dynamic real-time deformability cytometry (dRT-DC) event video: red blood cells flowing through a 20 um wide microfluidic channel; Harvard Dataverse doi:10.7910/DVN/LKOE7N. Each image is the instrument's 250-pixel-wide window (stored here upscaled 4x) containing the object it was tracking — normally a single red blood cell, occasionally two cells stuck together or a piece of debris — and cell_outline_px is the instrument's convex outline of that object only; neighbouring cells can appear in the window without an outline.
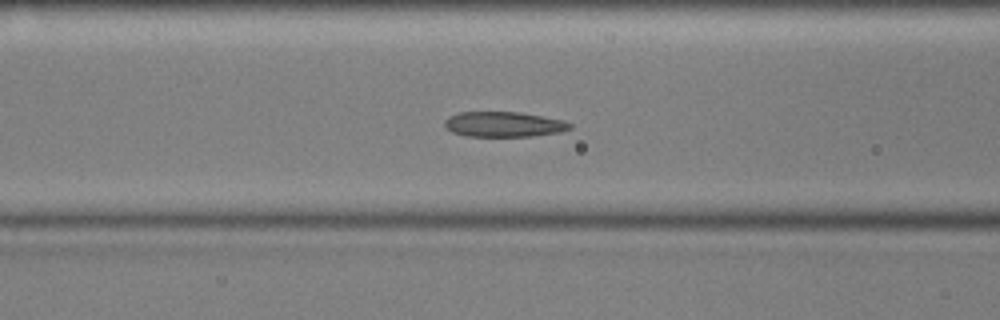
{"species": "common noctule bat (a hibernating species)", "species_latin": "Nyctalus noctula", "temperature_condition": "cold", "stored_images_in_passage": 56, "camera_frame_rate_fps": 3000, "um_per_image_px": 0.085, "animal": {"sex": "male", "body_mass_g": 17.9, "forearm_length_mm": 54.2}, "frame": {"image": 1, "passage_image": 21, "time_ms": 6.667, "image_size_px": [1000, 320], "cell_outline_px": [[572, 128], [560, 132], [532, 136], [464, 136], [452, 132], [444, 124], [444, 120], [448, 116], [460, 112], [520, 112], [564, 120], [572, 124]], "centroid_in_image_um": [42.82, 10.56], "position_along_channel_um": 123.8, "area_um2": 18.44}}
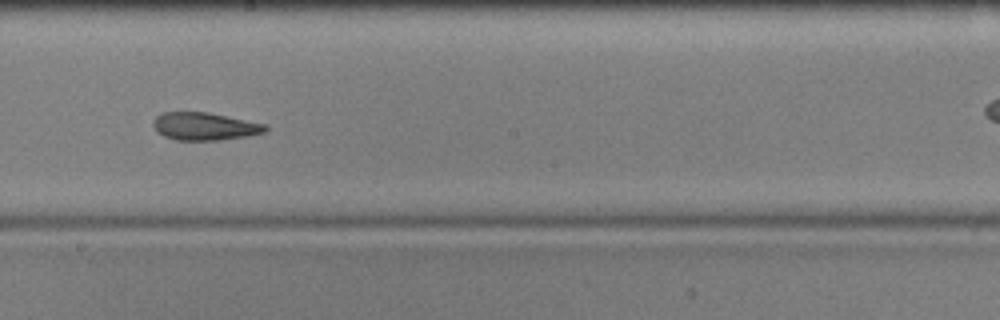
{"frame": {"image": 2, "passage_image": 30, "time_ms": 9.667, "image_size_px": [1000, 320], "cell_outline_px": [[268, 128], [264, 132], [248, 136], [220, 140], [176, 140], [164, 136], [156, 132], [152, 124], [152, 120], [160, 112], [208, 112], [268, 124]], "centroid_in_image_um": [17.38, 10.73], "position_along_channel_um": 230.8, "area_um2": 18.38}}
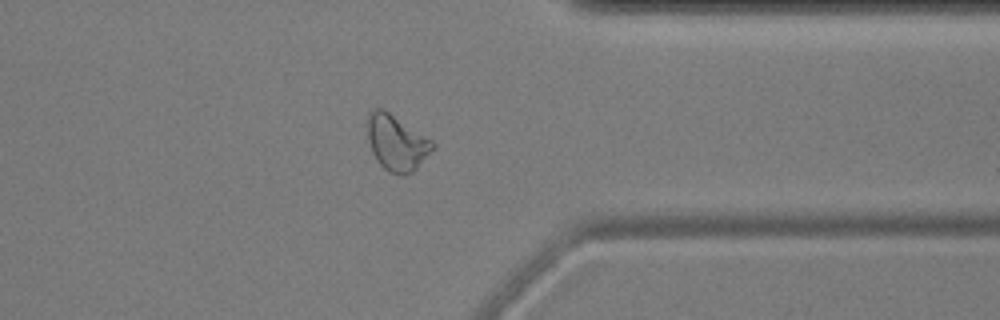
{"frame": {"image": 3, "passage_image": 43, "time_ms": 14.0, "image_size_px": [1000, 320], "cell_outline_px": [[436, 148], [412, 172], [388, 172], [376, 160], [372, 152], [368, 140], [368, 112], [372, 108], [384, 108], [432, 140], [436, 144]], "centroid_in_image_um": [33.71, 12.08], "position_along_channel_um": 377.7, "area_um2": 21.04}, "authors_computed_cell_mechanics": {"area_um2": 19.4497, "velocity_mm_per_s": 3.5655, "shape_relaxation_time_tau1_ms": null, "shape_relaxation_time_tau2_ms": 3.1522, "deformation_change_tau1": null, "deformation_change_tau2": 0.0964}}